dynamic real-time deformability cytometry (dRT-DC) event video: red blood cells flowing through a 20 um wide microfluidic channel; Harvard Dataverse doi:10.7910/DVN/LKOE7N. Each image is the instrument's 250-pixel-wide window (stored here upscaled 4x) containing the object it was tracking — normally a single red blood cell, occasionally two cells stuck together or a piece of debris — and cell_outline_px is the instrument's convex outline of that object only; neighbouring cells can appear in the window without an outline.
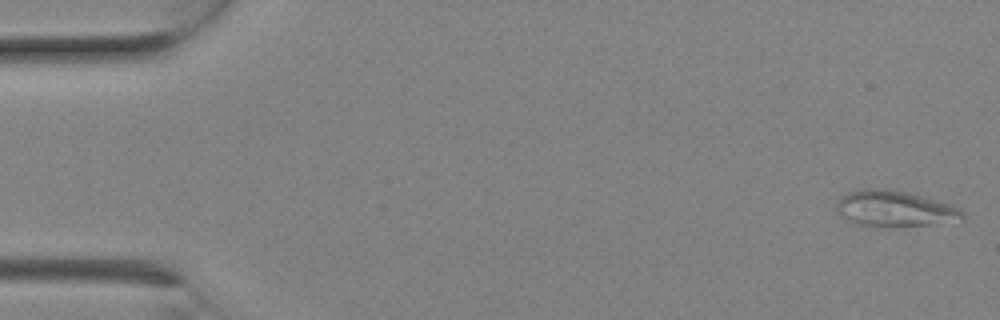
{"species": "Egyptian fruit bat (a non-hibernating species)", "species_latin": "Rousettus aegyptiacus", "temperature_condition": "room temperature", "stored_images_in_passage": 8, "camera_frame_rate_fps": 3000, "um_per_image_px": 0.085, "animal": {"sex": "female"}, "frame": {"image": 1, "passage_image": 1, "time_ms": 0.0, "image_size_px": [1000, 320], "cell_outline_px": [[964, 220], [932, 224], [864, 224], [852, 220], [836, 212], [836, 200], [840, 196], [848, 192], [860, 188], [884, 188], [908, 192], [924, 196], [960, 208], [964, 212]], "centroid_in_image_um": [76.06, 17.67], "position_along_channel_um": 8.9, "area_um2": 25.61}}
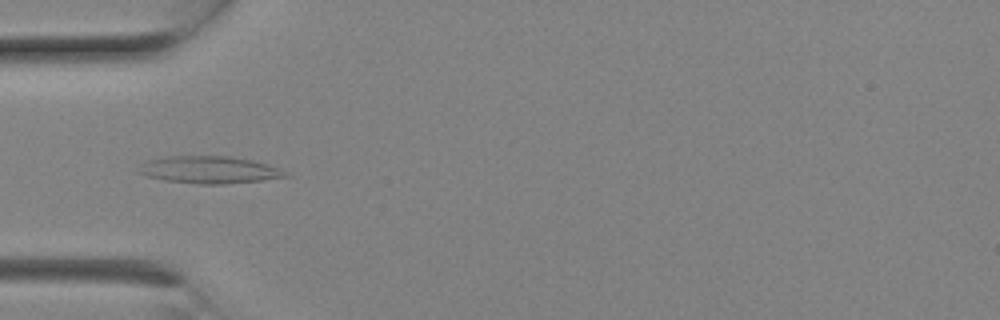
{"frame": {"image": 2, "passage_image": 7, "time_ms": 2.0, "image_size_px": [1000, 320], "cell_outline_px": [[292, 176], [260, 180], [224, 184], [200, 184], [164, 180], [148, 176], [136, 172], [136, 168], [148, 160], [164, 156], [232, 156], [252, 160], [276, 168]], "centroid_in_image_um": [17.71, 14.43], "position_along_channel_um": 67.3, "area_um2": 23.12}}